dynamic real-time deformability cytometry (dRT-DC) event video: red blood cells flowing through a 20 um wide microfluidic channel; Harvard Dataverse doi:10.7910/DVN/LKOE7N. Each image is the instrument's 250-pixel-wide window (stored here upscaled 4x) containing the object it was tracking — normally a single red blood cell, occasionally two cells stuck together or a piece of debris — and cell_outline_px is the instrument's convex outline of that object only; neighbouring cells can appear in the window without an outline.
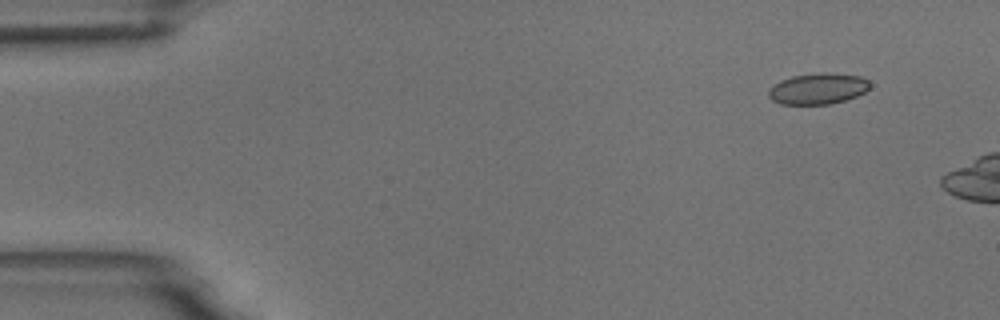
{"species": "common noctule bat (a hibernating species)", "species_latin": "Nyctalus noctula", "temperature_condition": "room temperature", "stored_images_in_passage": 4, "camera_frame_rate_fps": 3000, "um_per_image_px": 0.085, "animal": {"sex": "male", "body_mass_g": 18.8}, "frame": {"image": 1, "passage_image": 2, "time_ms": 1.333, "image_size_px": [1000, 320], "cell_outline_px": [[872, 84], [864, 92], [856, 96], [844, 100], [828, 104], [780, 104], [772, 100], [768, 96], [768, 92], [772, 84], [780, 80], [792, 76], [820, 72], [824, 72], [860, 76], [868, 80]], "centroid_in_image_um": [69.49, 7.53], "position_along_channel_um": 15.5, "area_um2": 18.38}}